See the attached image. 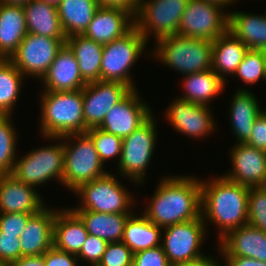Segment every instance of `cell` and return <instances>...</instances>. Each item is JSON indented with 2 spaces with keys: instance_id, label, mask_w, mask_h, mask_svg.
<instances>
[{
  "instance_id": "6da1fadb",
  "label": "cell",
  "mask_w": 266,
  "mask_h": 266,
  "mask_svg": "<svg viewBox=\"0 0 266 266\" xmlns=\"http://www.w3.org/2000/svg\"><path fill=\"white\" fill-rule=\"evenodd\" d=\"M144 215L154 224L165 228L201 216V183L190 176L160 179Z\"/></svg>"
},
{
  "instance_id": "7a4b0ae2",
  "label": "cell",
  "mask_w": 266,
  "mask_h": 266,
  "mask_svg": "<svg viewBox=\"0 0 266 266\" xmlns=\"http://www.w3.org/2000/svg\"><path fill=\"white\" fill-rule=\"evenodd\" d=\"M206 181L200 180L201 216L204 222L207 219L217 225L220 240L228 232L248 224L250 187L229 181L223 175Z\"/></svg>"
},
{
  "instance_id": "3957f363",
  "label": "cell",
  "mask_w": 266,
  "mask_h": 266,
  "mask_svg": "<svg viewBox=\"0 0 266 266\" xmlns=\"http://www.w3.org/2000/svg\"><path fill=\"white\" fill-rule=\"evenodd\" d=\"M41 95V131L44 137H63L85 133L82 89L43 91Z\"/></svg>"
},
{
  "instance_id": "277c9868",
  "label": "cell",
  "mask_w": 266,
  "mask_h": 266,
  "mask_svg": "<svg viewBox=\"0 0 266 266\" xmlns=\"http://www.w3.org/2000/svg\"><path fill=\"white\" fill-rule=\"evenodd\" d=\"M153 57L184 76L212 67L213 42L205 39L171 35L155 41Z\"/></svg>"
},
{
  "instance_id": "5b68a950",
  "label": "cell",
  "mask_w": 266,
  "mask_h": 266,
  "mask_svg": "<svg viewBox=\"0 0 266 266\" xmlns=\"http://www.w3.org/2000/svg\"><path fill=\"white\" fill-rule=\"evenodd\" d=\"M62 138L64 140L63 186L74 191L80 185L108 173L104 169L92 138L86 132L70 134Z\"/></svg>"
},
{
  "instance_id": "8992f818",
  "label": "cell",
  "mask_w": 266,
  "mask_h": 266,
  "mask_svg": "<svg viewBox=\"0 0 266 266\" xmlns=\"http://www.w3.org/2000/svg\"><path fill=\"white\" fill-rule=\"evenodd\" d=\"M147 43L145 37L134 27L125 36L103 45L101 81L120 82L136 89L130 68L142 56Z\"/></svg>"
},
{
  "instance_id": "52a82bcc",
  "label": "cell",
  "mask_w": 266,
  "mask_h": 266,
  "mask_svg": "<svg viewBox=\"0 0 266 266\" xmlns=\"http://www.w3.org/2000/svg\"><path fill=\"white\" fill-rule=\"evenodd\" d=\"M61 140L58 144H51L33 149L22 158L15 160L11 174L23 183L36 187L51 179L63 184L64 147L62 137H45V139ZM51 139V140H50Z\"/></svg>"
},
{
  "instance_id": "ba28073f",
  "label": "cell",
  "mask_w": 266,
  "mask_h": 266,
  "mask_svg": "<svg viewBox=\"0 0 266 266\" xmlns=\"http://www.w3.org/2000/svg\"><path fill=\"white\" fill-rule=\"evenodd\" d=\"M116 175H106L80 185L73 192L81 197V206L72 210L100 213L133 214L134 197L121 185ZM133 204V205H132Z\"/></svg>"
},
{
  "instance_id": "9c48e42d",
  "label": "cell",
  "mask_w": 266,
  "mask_h": 266,
  "mask_svg": "<svg viewBox=\"0 0 266 266\" xmlns=\"http://www.w3.org/2000/svg\"><path fill=\"white\" fill-rule=\"evenodd\" d=\"M153 115L132 134L123 138L119 174L140 185L156 148V121ZM140 182V183H139Z\"/></svg>"
},
{
  "instance_id": "30bf717a",
  "label": "cell",
  "mask_w": 266,
  "mask_h": 266,
  "mask_svg": "<svg viewBox=\"0 0 266 266\" xmlns=\"http://www.w3.org/2000/svg\"><path fill=\"white\" fill-rule=\"evenodd\" d=\"M187 2L188 0H141L134 13L135 28L147 42L148 35L152 33L156 40L178 35L179 23Z\"/></svg>"
},
{
  "instance_id": "8fae6325",
  "label": "cell",
  "mask_w": 266,
  "mask_h": 266,
  "mask_svg": "<svg viewBox=\"0 0 266 266\" xmlns=\"http://www.w3.org/2000/svg\"><path fill=\"white\" fill-rule=\"evenodd\" d=\"M200 216L187 222L174 224L165 228L161 246L171 265L193 263L208 258L201 253L207 228Z\"/></svg>"
},
{
  "instance_id": "7c38bea8",
  "label": "cell",
  "mask_w": 266,
  "mask_h": 266,
  "mask_svg": "<svg viewBox=\"0 0 266 266\" xmlns=\"http://www.w3.org/2000/svg\"><path fill=\"white\" fill-rule=\"evenodd\" d=\"M205 0H188L178 35L214 41L228 30V13Z\"/></svg>"
},
{
  "instance_id": "4fadbf2b",
  "label": "cell",
  "mask_w": 266,
  "mask_h": 266,
  "mask_svg": "<svg viewBox=\"0 0 266 266\" xmlns=\"http://www.w3.org/2000/svg\"><path fill=\"white\" fill-rule=\"evenodd\" d=\"M67 38H51L27 33L16 53L10 58L24 76H44Z\"/></svg>"
},
{
  "instance_id": "5bb4252c",
  "label": "cell",
  "mask_w": 266,
  "mask_h": 266,
  "mask_svg": "<svg viewBox=\"0 0 266 266\" xmlns=\"http://www.w3.org/2000/svg\"><path fill=\"white\" fill-rule=\"evenodd\" d=\"M133 89L120 82L95 81L82 89L85 126L99 127L108 111L122 101Z\"/></svg>"
},
{
  "instance_id": "9a60e30c",
  "label": "cell",
  "mask_w": 266,
  "mask_h": 266,
  "mask_svg": "<svg viewBox=\"0 0 266 266\" xmlns=\"http://www.w3.org/2000/svg\"><path fill=\"white\" fill-rule=\"evenodd\" d=\"M140 100L138 91L133 89L108 111L98 128L121 138L129 136L152 116L148 103Z\"/></svg>"
},
{
  "instance_id": "2e32d148",
  "label": "cell",
  "mask_w": 266,
  "mask_h": 266,
  "mask_svg": "<svg viewBox=\"0 0 266 266\" xmlns=\"http://www.w3.org/2000/svg\"><path fill=\"white\" fill-rule=\"evenodd\" d=\"M134 27V12L128 8L100 6L82 35L106 45L125 36Z\"/></svg>"
},
{
  "instance_id": "e0dca14e",
  "label": "cell",
  "mask_w": 266,
  "mask_h": 266,
  "mask_svg": "<svg viewBox=\"0 0 266 266\" xmlns=\"http://www.w3.org/2000/svg\"><path fill=\"white\" fill-rule=\"evenodd\" d=\"M232 171L223 176L248 187H266V151L237 143L230 152Z\"/></svg>"
},
{
  "instance_id": "ac0fdd59",
  "label": "cell",
  "mask_w": 266,
  "mask_h": 266,
  "mask_svg": "<svg viewBox=\"0 0 266 266\" xmlns=\"http://www.w3.org/2000/svg\"><path fill=\"white\" fill-rule=\"evenodd\" d=\"M166 120L178 132L196 139L205 137L215 129L210 108L176 98L166 108Z\"/></svg>"
},
{
  "instance_id": "d6986e66",
  "label": "cell",
  "mask_w": 266,
  "mask_h": 266,
  "mask_svg": "<svg viewBox=\"0 0 266 266\" xmlns=\"http://www.w3.org/2000/svg\"><path fill=\"white\" fill-rule=\"evenodd\" d=\"M37 190L12 174L0 175V213L36 214L45 208Z\"/></svg>"
},
{
  "instance_id": "ffe728a7",
  "label": "cell",
  "mask_w": 266,
  "mask_h": 266,
  "mask_svg": "<svg viewBox=\"0 0 266 266\" xmlns=\"http://www.w3.org/2000/svg\"><path fill=\"white\" fill-rule=\"evenodd\" d=\"M223 256H242L266 262V233L249 224L228 232L218 240Z\"/></svg>"
},
{
  "instance_id": "44dd1931",
  "label": "cell",
  "mask_w": 266,
  "mask_h": 266,
  "mask_svg": "<svg viewBox=\"0 0 266 266\" xmlns=\"http://www.w3.org/2000/svg\"><path fill=\"white\" fill-rule=\"evenodd\" d=\"M40 80L44 91H75L83 89L87 84L80 74L74 53L66 44Z\"/></svg>"
},
{
  "instance_id": "7402d4cb",
  "label": "cell",
  "mask_w": 266,
  "mask_h": 266,
  "mask_svg": "<svg viewBox=\"0 0 266 266\" xmlns=\"http://www.w3.org/2000/svg\"><path fill=\"white\" fill-rule=\"evenodd\" d=\"M56 211L49 207L33 214L20 234L21 257L43 255L53 247Z\"/></svg>"
},
{
  "instance_id": "603a6c76",
  "label": "cell",
  "mask_w": 266,
  "mask_h": 266,
  "mask_svg": "<svg viewBox=\"0 0 266 266\" xmlns=\"http://www.w3.org/2000/svg\"><path fill=\"white\" fill-rule=\"evenodd\" d=\"M89 233L81 218L71 209L56 210L53 247L77 255Z\"/></svg>"
},
{
  "instance_id": "cb8c5ba5",
  "label": "cell",
  "mask_w": 266,
  "mask_h": 266,
  "mask_svg": "<svg viewBox=\"0 0 266 266\" xmlns=\"http://www.w3.org/2000/svg\"><path fill=\"white\" fill-rule=\"evenodd\" d=\"M27 33L23 5L0 3V57L10 59Z\"/></svg>"
},
{
  "instance_id": "d4e9b609",
  "label": "cell",
  "mask_w": 266,
  "mask_h": 266,
  "mask_svg": "<svg viewBox=\"0 0 266 266\" xmlns=\"http://www.w3.org/2000/svg\"><path fill=\"white\" fill-rule=\"evenodd\" d=\"M230 122L238 143H246L252 133L256 118L262 113L258 100L245 88L236 90L230 103Z\"/></svg>"
},
{
  "instance_id": "484cf974",
  "label": "cell",
  "mask_w": 266,
  "mask_h": 266,
  "mask_svg": "<svg viewBox=\"0 0 266 266\" xmlns=\"http://www.w3.org/2000/svg\"><path fill=\"white\" fill-rule=\"evenodd\" d=\"M249 48L230 31L213 41L211 69L226 82V76L234 75Z\"/></svg>"
},
{
  "instance_id": "4316f807",
  "label": "cell",
  "mask_w": 266,
  "mask_h": 266,
  "mask_svg": "<svg viewBox=\"0 0 266 266\" xmlns=\"http://www.w3.org/2000/svg\"><path fill=\"white\" fill-rule=\"evenodd\" d=\"M27 32L51 38H67L61 26L57 6L41 0L23 5Z\"/></svg>"
},
{
  "instance_id": "83f0119b",
  "label": "cell",
  "mask_w": 266,
  "mask_h": 266,
  "mask_svg": "<svg viewBox=\"0 0 266 266\" xmlns=\"http://www.w3.org/2000/svg\"><path fill=\"white\" fill-rule=\"evenodd\" d=\"M228 31L249 49L266 51V13L254 15L241 11L230 12Z\"/></svg>"
},
{
  "instance_id": "f1b7e54d",
  "label": "cell",
  "mask_w": 266,
  "mask_h": 266,
  "mask_svg": "<svg viewBox=\"0 0 266 266\" xmlns=\"http://www.w3.org/2000/svg\"><path fill=\"white\" fill-rule=\"evenodd\" d=\"M66 45L74 53L79 71L86 83L101 80V61L103 45L83 35L67 37Z\"/></svg>"
},
{
  "instance_id": "f546056e",
  "label": "cell",
  "mask_w": 266,
  "mask_h": 266,
  "mask_svg": "<svg viewBox=\"0 0 266 266\" xmlns=\"http://www.w3.org/2000/svg\"><path fill=\"white\" fill-rule=\"evenodd\" d=\"M183 78L185 94L178 98L207 107L210 101L222 93L226 85L212 69L185 75Z\"/></svg>"
},
{
  "instance_id": "4dcf8cb0",
  "label": "cell",
  "mask_w": 266,
  "mask_h": 266,
  "mask_svg": "<svg viewBox=\"0 0 266 266\" xmlns=\"http://www.w3.org/2000/svg\"><path fill=\"white\" fill-rule=\"evenodd\" d=\"M85 224L90 235L100 237L107 243L120 242L127 219L132 214L100 213L90 210H73Z\"/></svg>"
},
{
  "instance_id": "1f68e13d",
  "label": "cell",
  "mask_w": 266,
  "mask_h": 266,
  "mask_svg": "<svg viewBox=\"0 0 266 266\" xmlns=\"http://www.w3.org/2000/svg\"><path fill=\"white\" fill-rule=\"evenodd\" d=\"M99 7L97 0H62L57 10L66 37L82 35Z\"/></svg>"
},
{
  "instance_id": "d6a6232c",
  "label": "cell",
  "mask_w": 266,
  "mask_h": 266,
  "mask_svg": "<svg viewBox=\"0 0 266 266\" xmlns=\"http://www.w3.org/2000/svg\"><path fill=\"white\" fill-rule=\"evenodd\" d=\"M132 214L126 221L122 242L133 253L161 245L162 228L151 222L144 214Z\"/></svg>"
},
{
  "instance_id": "836d02e7",
  "label": "cell",
  "mask_w": 266,
  "mask_h": 266,
  "mask_svg": "<svg viewBox=\"0 0 266 266\" xmlns=\"http://www.w3.org/2000/svg\"><path fill=\"white\" fill-rule=\"evenodd\" d=\"M25 76L10 59L0 60V115H12Z\"/></svg>"
},
{
  "instance_id": "e575fe53",
  "label": "cell",
  "mask_w": 266,
  "mask_h": 266,
  "mask_svg": "<svg viewBox=\"0 0 266 266\" xmlns=\"http://www.w3.org/2000/svg\"><path fill=\"white\" fill-rule=\"evenodd\" d=\"M12 115H0V175L11 174L16 160L17 132Z\"/></svg>"
},
{
  "instance_id": "d590c367",
  "label": "cell",
  "mask_w": 266,
  "mask_h": 266,
  "mask_svg": "<svg viewBox=\"0 0 266 266\" xmlns=\"http://www.w3.org/2000/svg\"><path fill=\"white\" fill-rule=\"evenodd\" d=\"M234 75L248 85H253L261 79L265 81L266 51L249 49Z\"/></svg>"
},
{
  "instance_id": "8d00e7d4",
  "label": "cell",
  "mask_w": 266,
  "mask_h": 266,
  "mask_svg": "<svg viewBox=\"0 0 266 266\" xmlns=\"http://www.w3.org/2000/svg\"><path fill=\"white\" fill-rule=\"evenodd\" d=\"M86 133L92 138L103 164H105V161L117 156H119L118 160H120L123 138L107 133L98 127L90 128Z\"/></svg>"
},
{
  "instance_id": "74e56055",
  "label": "cell",
  "mask_w": 266,
  "mask_h": 266,
  "mask_svg": "<svg viewBox=\"0 0 266 266\" xmlns=\"http://www.w3.org/2000/svg\"><path fill=\"white\" fill-rule=\"evenodd\" d=\"M248 224L266 233V187H250Z\"/></svg>"
},
{
  "instance_id": "f35d334b",
  "label": "cell",
  "mask_w": 266,
  "mask_h": 266,
  "mask_svg": "<svg viewBox=\"0 0 266 266\" xmlns=\"http://www.w3.org/2000/svg\"><path fill=\"white\" fill-rule=\"evenodd\" d=\"M133 256L122 241L108 243L98 266H132Z\"/></svg>"
},
{
  "instance_id": "ab89813d",
  "label": "cell",
  "mask_w": 266,
  "mask_h": 266,
  "mask_svg": "<svg viewBox=\"0 0 266 266\" xmlns=\"http://www.w3.org/2000/svg\"><path fill=\"white\" fill-rule=\"evenodd\" d=\"M107 244L108 243L104 239L89 234L76 257L78 260L80 258L83 261L85 260L89 265H98L102 259Z\"/></svg>"
},
{
  "instance_id": "60d3db41",
  "label": "cell",
  "mask_w": 266,
  "mask_h": 266,
  "mask_svg": "<svg viewBox=\"0 0 266 266\" xmlns=\"http://www.w3.org/2000/svg\"><path fill=\"white\" fill-rule=\"evenodd\" d=\"M132 266H171V264L160 245L134 253Z\"/></svg>"
},
{
  "instance_id": "b9f144b4",
  "label": "cell",
  "mask_w": 266,
  "mask_h": 266,
  "mask_svg": "<svg viewBox=\"0 0 266 266\" xmlns=\"http://www.w3.org/2000/svg\"><path fill=\"white\" fill-rule=\"evenodd\" d=\"M32 215L28 213H0V234H17V237H20Z\"/></svg>"
},
{
  "instance_id": "7bdbcfd3",
  "label": "cell",
  "mask_w": 266,
  "mask_h": 266,
  "mask_svg": "<svg viewBox=\"0 0 266 266\" xmlns=\"http://www.w3.org/2000/svg\"><path fill=\"white\" fill-rule=\"evenodd\" d=\"M21 258L20 237L17 234H0V260L15 261Z\"/></svg>"
},
{
  "instance_id": "ee69618b",
  "label": "cell",
  "mask_w": 266,
  "mask_h": 266,
  "mask_svg": "<svg viewBox=\"0 0 266 266\" xmlns=\"http://www.w3.org/2000/svg\"><path fill=\"white\" fill-rule=\"evenodd\" d=\"M245 144L266 151V114L263 111L254 121L251 136Z\"/></svg>"
},
{
  "instance_id": "f6af8a7d",
  "label": "cell",
  "mask_w": 266,
  "mask_h": 266,
  "mask_svg": "<svg viewBox=\"0 0 266 266\" xmlns=\"http://www.w3.org/2000/svg\"><path fill=\"white\" fill-rule=\"evenodd\" d=\"M45 266H77L76 255L60 251L54 247L44 253Z\"/></svg>"
},
{
  "instance_id": "bcb514c9",
  "label": "cell",
  "mask_w": 266,
  "mask_h": 266,
  "mask_svg": "<svg viewBox=\"0 0 266 266\" xmlns=\"http://www.w3.org/2000/svg\"><path fill=\"white\" fill-rule=\"evenodd\" d=\"M222 258L225 260V266H266V262L249 257L222 256Z\"/></svg>"
},
{
  "instance_id": "7dc6e473",
  "label": "cell",
  "mask_w": 266,
  "mask_h": 266,
  "mask_svg": "<svg viewBox=\"0 0 266 266\" xmlns=\"http://www.w3.org/2000/svg\"><path fill=\"white\" fill-rule=\"evenodd\" d=\"M100 6H120L136 12L141 0H97Z\"/></svg>"
},
{
  "instance_id": "c3c4849f",
  "label": "cell",
  "mask_w": 266,
  "mask_h": 266,
  "mask_svg": "<svg viewBox=\"0 0 266 266\" xmlns=\"http://www.w3.org/2000/svg\"><path fill=\"white\" fill-rule=\"evenodd\" d=\"M12 266H45L44 254L38 256H23L11 262Z\"/></svg>"
},
{
  "instance_id": "681fc988",
  "label": "cell",
  "mask_w": 266,
  "mask_h": 266,
  "mask_svg": "<svg viewBox=\"0 0 266 266\" xmlns=\"http://www.w3.org/2000/svg\"><path fill=\"white\" fill-rule=\"evenodd\" d=\"M217 260L213 257H208L193 263L173 264L171 266H219Z\"/></svg>"
},
{
  "instance_id": "f907efd6",
  "label": "cell",
  "mask_w": 266,
  "mask_h": 266,
  "mask_svg": "<svg viewBox=\"0 0 266 266\" xmlns=\"http://www.w3.org/2000/svg\"><path fill=\"white\" fill-rule=\"evenodd\" d=\"M205 1H208L209 3L216 4V5L223 8L226 5L233 4L234 1H236V0H205Z\"/></svg>"
},
{
  "instance_id": "816d5d0a",
  "label": "cell",
  "mask_w": 266,
  "mask_h": 266,
  "mask_svg": "<svg viewBox=\"0 0 266 266\" xmlns=\"http://www.w3.org/2000/svg\"><path fill=\"white\" fill-rule=\"evenodd\" d=\"M31 0H0V3L5 4H14V5H25L29 3Z\"/></svg>"
},
{
  "instance_id": "f5cc1de1",
  "label": "cell",
  "mask_w": 266,
  "mask_h": 266,
  "mask_svg": "<svg viewBox=\"0 0 266 266\" xmlns=\"http://www.w3.org/2000/svg\"><path fill=\"white\" fill-rule=\"evenodd\" d=\"M41 1L57 6L62 0H41Z\"/></svg>"
},
{
  "instance_id": "db71d44e",
  "label": "cell",
  "mask_w": 266,
  "mask_h": 266,
  "mask_svg": "<svg viewBox=\"0 0 266 266\" xmlns=\"http://www.w3.org/2000/svg\"><path fill=\"white\" fill-rule=\"evenodd\" d=\"M0 266H12L11 262L0 260Z\"/></svg>"
}]
</instances>
